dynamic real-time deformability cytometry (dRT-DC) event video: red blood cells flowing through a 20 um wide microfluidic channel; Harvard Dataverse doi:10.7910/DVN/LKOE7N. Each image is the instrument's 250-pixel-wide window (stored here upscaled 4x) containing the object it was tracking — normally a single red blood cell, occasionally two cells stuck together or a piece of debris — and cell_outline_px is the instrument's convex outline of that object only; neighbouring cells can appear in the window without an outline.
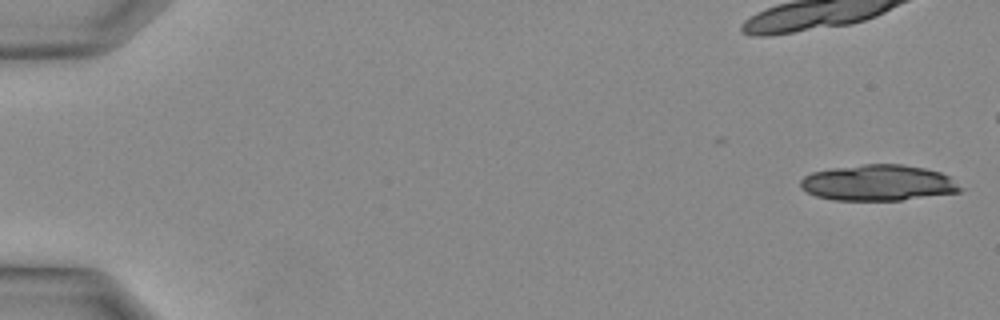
{"species": "Egyptian fruit bat (a non-hibernating species)", "species_latin": "Rousettus aegyptiacus", "temperature_condition": "warm", "stored_images_in_passage": 10, "camera_frame_rate_fps": 3000, "um_per_image_px": 0.085, "animal": {"sex": "female"}, "frame": {"image": 1, "passage_image": 1, "time_ms": 0.0, "image_size_px": [1000, 320], "cell_outline_px": [[964, 188], [960, 192], [900, 200], [836, 200], [816, 196], [800, 188], [800, 180], [804, 176], [812, 172], [832, 168], [864, 164], [904, 164], [924, 168], [940, 172], [948, 176]], "centroid_in_image_um": [74.65, 15.53], "position_along_channel_um": 10.4, "area_um2": 33.47}}